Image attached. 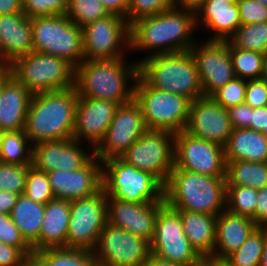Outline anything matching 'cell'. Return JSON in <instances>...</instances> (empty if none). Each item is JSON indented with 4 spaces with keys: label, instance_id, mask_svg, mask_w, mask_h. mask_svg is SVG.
I'll use <instances>...</instances> for the list:
<instances>
[{
    "label": "cell",
    "instance_id": "6da1fadb",
    "mask_svg": "<svg viewBox=\"0 0 267 266\" xmlns=\"http://www.w3.org/2000/svg\"><path fill=\"white\" fill-rule=\"evenodd\" d=\"M194 29H197L195 11L174 5L130 24V50L151 53L145 57L190 51L197 42Z\"/></svg>",
    "mask_w": 267,
    "mask_h": 266
},
{
    "label": "cell",
    "instance_id": "7a4b0ae2",
    "mask_svg": "<svg viewBox=\"0 0 267 266\" xmlns=\"http://www.w3.org/2000/svg\"><path fill=\"white\" fill-rule=\"evenodd\" d=\"M128 61L125 57L83 60L75 68V88L78 95L82 98L109 100L118 105L131 102L138 77V62Z\"/></svg>",
    "mask_w": 267,
    "mask_h": 266
},
{
    "label": "cell",
    "instance_id": "3957f363",
    "mask_svg": "<svg viewBox=\"0 0 267 266\" xmlns=\"http://www.w3.org/2000/svg\"><path fill=\"white\" fill-rule=\"evenodd\" d=\"M78 96L75 86L32 95L24 128L32 145L73 138Z\"/></svg>",
    "mask_w": 267,
    "mask_h": 266
},
{
    "label": "cell",
    "instance_id": "277c9868",
    "mask_svg": "<svg viewBox=\"0 0 267 266\" xmlns=\"http://www.w3.org/2000/svg\"><path fill=\"white\" fill-rule=\"evenodd\" d=\"M165 204L174 210L218 216L226 209V177H211L174 166L163 188Z\"/></svg>",
    "mask_w": 267,
    "mask_h": 266
},
{
    "label": "cell",
    "instance_id": "5b68a950",
    "mask_svg": "<svg viewBox=\"0 0 267 266\" xmlns=\"http://www.w3.org/2000/svg\"><path fill=\"white\" fill-rule=\"evenodd\" d=\"M138 75L151 87L175 93L191 101L203 96L197 65L190 51L141 58Z\"/></svg>",
    "mask_w": 267,
    "mask_h": 266
},
{
    "label": "cell",
    "instance_id": "8992f818",
    "mask_svg": "<svg viewBox=\"0 0 267 266\" xmlns=\"http://www.w3.org/2000/svg\"><path fill=\"white\" fill-rule=\"evenodd\" d=\"M6 70L33 95L75 86V67L66 59L31 51L16 58Z\"/></svg>",
    "mask_w": 267,
    "mask_h": 266
},
{
    "label": "cell",
    "instance_id": "52a82bcc",
    "mask_svg": "<svg viewBox=\"0 0 267 266\" xmlns=\"http://www.w3.org/2000/svg\"><path fill=\"white\" fill-rule=\"evenodd\" d=\"M102 188L106 196L129 203L163 202L164 186L150 173L120 157L102 161Z\"/></svg>",
    "mask_w": 267,
    "mask_h": 266
},
{
    "label": "cell",
    "instance_id": "ba28073f",
    "mask_svg": "<svg viewBox=\"0 0 267 266\" xmlns=\"http://www.w3.org/2000/svg\"><path fill=\"white\" fill-rule=\"evenodd\" d=\"M134 100L140 105L148 130L179 133L185 130L191 100L175 93L149 86L139 75L134 87Z\"/></svg>",
    "mask_w": 267,
    "mask_h": 266
},
{
    "label": "cell",
    "instance_id": "9c48e42d",
    "mask_svg": "<svg viewBox=\"0 0 267 266\" xmlns=\"http://www.w3.org/2000/svg\"><path fill=\"white\" fill-rule=\"evenodd\" d=\"M33 51L66 59L75 68L84 60L83 32L65 14L31 18Z\"/></svg>",
    "mask_w": 267,
    "mask_h": 266
},
{
    "label": "cell",
    "instance_id": "30bf717a",
    "mask_svg": "<svg viewBox=\"0 0 267 266\" xmlns=\"http://www.w3.org/2000/svg\"><path fill=\"white\" fill-rule=\"evenodd\" d=\"M174 148L175 133L147 129L120 158L152 174L164 186L174 168Z\"/></svg>",
    "mask_w": 267,
    "mask_h": 266
},
{
    "label": "cell",
    "instance_id": "8fae6325",
    "mask_svg": "<svg viewBox=\"0 0 267 266\" xmlns=\"http://www.w3.org/2000/svg\"><path fill=\"white\" fill-rule=\"evenodd\" d=\"M84 60L127 58L130 24L126 18L109 14L82 27Z\"/></svg>",
    "mask_w": 267,
    "mask_h": 266
},
{
    "label": "cell",
    "instance_id": "7c38bea8",
    "mask_svg": "<svg viewBox=\"0 0 267 266\" xmlns=\"http://www.w3.org/2000/svg\"><path fill=\"white\" fill-rule=\"evenodd\" d=\"M150 246L151 254L162 260L194 266L204 260L187 239L180 214L166 204L158 211Z\"/></svg>",
    "mask_w": 267,
    "mask_h": 266
},
{
    "label": "cell",
    "instance_id": "4fadbf2b",
    "mask_svg": "<svg viewBox=\"0 0 267 266\" xmlns=\"http://www.w3.org/2000/svg\"><path fill=\"white\" fill-rule=\"evenodd\" d=\"M107 224V196L101 188L89 197L70 201L66 248L93 251Z\"/></svg>",
    "mask_w": 267,
    "mask_h": 266
},
{
    "label": "cell",
    "instance_id": "5bb4252c",
    "mask_svg": "<svg viewBox=\"0 0 267 266\" xmlns=\"http://www.w3.org/2000/svg\"><path fill=\"white\" fill-rule=\"evenodd\" d=\"M92 252L98 266H143L151 246L144 238L107 223Z\"/></svg>",
    "mask_w": 267,
    "mask_h": 266
},
{
    "label": "cell",
    "instance_id": "9a60e30c",
    "mask_svg": "<svg viewBox=\"0 0 267 266\" xmlns=\"http://www.w3.org/2000/svg\"><path fill=\"white\" fill-rule=\"evenodd\" d=\"M174 166L201 175L226 177L224 147L182 130L175 134Z\"/></svg>",
    "mask_w": 267,
    "mask_h": 266
},
{
    "label": "cell",
    "instance_id": "2e32d148",
    "mask_svg": "<svg viewBox=\"0 0 267 266\" xmlns=\"http://www.w3.org/2000/svg\"><path fill=\"white\" fill-rule=\"evenodd\" d=\"M147 131L140 105L133 99L119 105L105 137L94 149L101 161L121 157Z\"/></svg>",
    "mask_w": 267,
    "mask_h": 266
},
{
    "label": "cell",
    "instance_id": "e0dca14e",
    "mask_svg": "<svg viewBox=\"0 0 267 266\" xmlns=\"http://www.w3.org/2000/svg\"><path fill=\"white\" fill-rule=\"evenodd\" d=\"M190 48L202 83L203 96H211L234 79L228 40H204Z\"/></svg>",
    "mask_w": 267,
    "mask_h": 266
},
{
    "label": "cell",
    "instance_id": "ac0fdd59",
    "mask_svg": "<svg viewBox=\"0 0 267 266\" xmlns=\"http://www.w3.org/2000/svg\"><path fill=\"white\" fill-rule=\"evenodd\" d=\"M185 131L194 137L224 147L233 127L228 110L211 96H202L191 102Z\"/></svg>",
    "mask_w": 267,
    "mask_h": 266
},
{
    "label": "cell",
    "instance_id": "d6986e66",
    "mask_svg": "<svg viewBox=\"0 0 267 266\" xmlns=\"http://www.w3.org/2000/svg\"><path fill=\"white\" fill-rule=\"evenodd\" d=\"M118 106L109 100L78 96L73 139L80 143L87 141L88 151L94 150L105 137Z\"/></svg>",
    "mask_w": 267,
    "mask_h": 266
},
{
    "label": "cell",
    "instance_id": "ffe728a7",
    "mask_svg": "<svg viewBox=\"0 0 267 266\" xmlns=\"http://www.w3.org/2000/svg\"><path fill=\"white\" fill-rule=\"evenodd\" d=\"M46 174L57 199L73 201L94 195L102 188V161L96 156L81 169H56Z\"/></svg>",
    "mask_w": 267,
    "mask_h": 266
},
{
    "label": "cell",
    "instance_id": "44dd1931",
    "mask_svg": "<svg viewBox=\"0 0 267 266\" xmlns=\"http://www.w3.org/2000/svg\"><path fill=\"white\" fill-rule=\"evenodd\" d=\"M165 201L129 203L107 196V223L151 242L155 220Z\"/></svg>",
    "mask_w": 267,
    "mask_h": 266
},
{
    "label": "cell",
    "instance_id": "7402d4cb",
    "mask_svg": "<svg viewBox=\"0 0 267 266\" xmlns=\"http://www.w3.org/2000/svg\"><path fill=\"white\" fill-rule=\"evenodd\" d=\"M0 132L24 130L32 94L6 69L0 70Z\"/></svg>",
    "mask_w": 267,
    "mask_h": 266
},
{
    "label": "cell",
    "instance_id": "603a6c76",
    "mask_svg": "<svg viewBox=\"0 0 267 266\" xmlns=\"http://www.w3.org/2000/svg\"><path fill=\"white\" fill-rule=\"evenodd\" d=\"M31 51V18L24 12L0 15V70Z\"/></svg>",
    "mask_w": 267,
    "mask_h": 266
},
{
    "label": "cell",
    "instance_id": "cb8c5ba5",
    "mask_svg": "<svg viewBox=\"0 0 267 266\" xmlns=\"http://www.w3.org/2000/svg\"><path fill=\"white\" fill-rule=\"evenodd\" d=\"M196 27L208 30V40H228L240 27L236 0H205L195 11Z\"/></svg>",
    "mask_w": 267,
    "mask_h": 266
},
{
    "label": "cell",
    "instance_id": "d4e9b609",
    "mask_svg": "<svg viewBox=\"0 0 267 266\" xmlns=\"http://www.w3.org/2000/svg\"><path fill=\"white\" fill-rule=\"evenodd\" d=\"M256 228L257 226L251 218L231 213L225 209L217 216L216 241L211 258L225 260L242 246Z\"/></svg>",
    "mask_w": 267,
    "mask_h": 266
},
{
    "label": "cell",
    "instance_id": "484cf974",
    "mask_svg": "<svg viewBox=\"0 0 267 266\" xmlns=\"http://www.w3.org/2000/svg\"><path fill=\"white\" fill-rule=\"evenodd\" d=\"M70 221V201L54 198L45 205L39 235V251L66 247Z\"/></svg>",
    "mask_w": 267,
    "mask_h": 266
},
{
    "label": "cell",
    "instance_id": "4316f807",
    "mask_svg": "<svg viewBox=\"0 0 267 266\" xmlns=\"http://www.w3.org/2000/svg\"><path fill=\"white\" fill-rule=\"evenodd\" d=\"M181 217L184 233L191 246L203 258L213 256L216 241L217 216L176 210Z\"/></svg>",
    "mask_w": 267,
    "mask_h": 266
},
{
    "label": "cell",
    "instance_id": "83f0119b",
    "mask_svg": "<svg viewBox=\"0 0 267 266\" xmlns=\"http://www.w3.org/2000/svg\"><path fill=\"white\" fill-rule=\"evenodd\" d=\"M224 152L226 161L267 162V138L250 128L233 129Z\"/></svg>",
    "mask_w": 267,
    "mask_h": 266
},
{
    "label": "cell",
    "instance_id": "f1b7e54d",
    "mask_svg": "<svg viewBox=\"0 0 267 266\" xmlns=\"http://www.w3.org/2000/svg\"><path fill=\"white\" fill-rule=\"evenodd\" d=\"M44 210V204L36 203L25 194H22L19 195L10 214L21 236L32 247L33 252L39 251V235L44 218Z\"/></svg>",
    "mask_w": 267,
    "mask_h": 266
},
{
    "label": "cell",
    "instance_id": "f546056e",
    "mask_svg": "<svg viewBox=\"0 0 267 266\" xmlns=\"http://www.w3.org/2000/svg\"><path fill=\"white\" fill-rule=\"evenodd\" d=\"M226 186L259 190L267 186V162L226 161Z\"/></svg>",
    "mask_w": 267,
    "mask_h": 266
},
{
    "label": "cell",
    "instance_id": "4dcf8cb0",
    "mask_svg": "<svg viewBox=\"0 0 267 266\" xmlns=\"http://www.w3.org/2000/svg\"><path fill=\"white\" fill-rule=\"evenodd\" d=\"M0 162L32 164V144L24 130L0 132Z\"/></svg>",
    "mask_w": 267,
    "mask_h": 266
},
{
    "label": "cell",
    "instance_id": "1f68e13d",
    "mask_svg": "<svg viewBox=\"0 0 267 266\" xmlns=\"http://www.w3.org/2000/svg\"><path fill=\"white\" fill-rule=\"evenodd\" d=\"M47 266H98L92 251L80 248H46L37 252Z\"/></svg>",
    "mask_w": 267,
    "mask_h": 266
},
{
    "label": "cell",
    "instance_id": "d6a6232c",
    "mask_svg": "<svg viewBox=\"0 0 267 266\" xmlns=\"http://www.w3.org/2000/svg\"><path fill=\"white\" fill-rule=\"evenodd\" d=\"M266 238L267 228L257 227L242 246L225 261L231 266H259Z\"/></svg>",
    "mask_w": 267,
    "mask_h": 266
},
{
    "label": "cell",
    "instance_id": "836d02e7",
    "mask_svg": "<svg viewBox=\"0 0 267 266\" xmlns=\"http://www.w3.org/2000/svg\"><path fill=\"white\" fill-rule=\"evenodd\" d=\"M228 47L233 70L237 78L247 81L261 78L264 59L263 53L238 49L229 41Z\"/></svg>",
    "mask_w": 267,
    "mask_h": 266
},
{
    "label": "cell",
    "instance_id": "e575fe53",
    "mask_svg": "<svg viewBox=\"0 0 267 266\" xmlns=\"http://www.w3.org/2000/svg\"><path fill=\"white\" fill-rule=\"evenodd\" d=\"M236 48L267 53V22L240 25L228 39Z\"/></svg>",
    "mask_w": 267,
    "mask_h": 266
},
{
    "label": "cell",
    "instance_id": "d590c367",
    "mask_svg": "<svg viewBox=\"0 0 267 266\" xmlns=\"http://www.w3.org/2000/svg\"><path fill=\"white\" fill-rule=\"evenodd\" d=\"M85 143L73 138L59 140L58 170L74 171L84 167L94 157V150L88 153L84 149V145H87Z\"/></svg>",
    "mask_w": 267,
    "mask_h": 266
},
{
    "label": "cell",
    "instance_id": "8d00e7d4",
    "mask_svg": "<svg viewBox=\"0 0 267 266\" xmlns=\"http://www.w3.org/2000/svg\"><path fill=\"white\" fill-rule=\"evenodd\" d=\"M258 190L246 186H226V210L254 221Z\"/></svg>",
    "mask_w": 267,
    "mask_h": 266
},
{
    "label": "cell",
    "instance_id": "74e56055",
    "mask_svg": "<svg viewBox=\"0 0 267 266\" xmlns=\"http://www.w3.org/2000/svg\"><path fill=\"white\" fill-rule=\"evenodd\" d=\"M65 15L77 26L83 27L109 15L100 0H69Z\"/></svg>",
    "mask_w": 267,
    "mask_h": 266
},
{
    "label": "cell",
    "instance_id": "f35d334b",
    "mask_svg": "<svg viewBox=\"0 0 267 266\" xmlns=\"http://www.w3.org/2000/svg\"><path fill=\"white\" fill-rule=\"evenodd\" d=\"M24 194L34 202L44 205L54 199L46 172L39 171L31 166L26 175Z\"/></svg>",
    "mask_w": 267,
    "mask_h": 266
},
{
    "label": "cell",
    "instance_id": "ab89813d",
    "mask_svg": "<svg viewBox=\"0 0 267 266\" xmlns=\"http://www.w3.org/2000/svg\"><path fill=\"white\" fill-rule=\"evenodd\" d=\"M31 166L0 162V191L24 194L26 175Z\"/></svg>",
    "mask_w": 267,
    "mask_h": 266
},
{
    "label": "cell",
    "instance_id": "60d3db41",
    "mask_svg": "<svg viewBox=\"0 0 267 266\" xmlns=\"http://www.w3.org/2000/svg\"><path fill=\"white\" fill-rule=\"evenodd\" d=\"M59 140L32 145V166L43 172L58 170Z\"/></svg>",
    "mask_w": 267,
    "mask_h": 266
},
{
    "label": "cell",
    "instance_id": "b9f144b4",
    "mask_svg": "<svg viewBox=\"0 0 267 266\" xmlns=\"http://www.w3.org/2000/svg\"><path fill=\"white\" fill-rule=\"evenodd\" d=\"M247 80L235 77L215 91L211 97L226 109L245 102Z\"/></svg>",
    "mask_w": 267,
    "mask_h": 266
},
{
    "label": "cell",
    "instance_id": "7bdbcfd3",
    "mask_svg": "<svg viewBox=\"0 0 267 266\" xmlns=\"http://www.w3.org/2000/svg\"><path fill=\"white\" fill-rule=\"evenodd\" d=\"M174 5V0H130L127 22L131 24L139 18L157 15Z\"/></svg>",
    "mask_w": 267,
    "mask_h": 266
},
{
    "label": "cell",
    "instance_id": "ee69618b",
    "mask_svg": "<svg viewBox=\"0 0 267 266\" xmlns=\"http://www.w3.org/2000/svg\"><path fill=\"white\" fill-rule=\"evenodd\" d=\"M69 0H22V8L29 18L65 14Z\"/></svg>",
    "mask_w": 267,
    "mask_h": 266
},
{
    "label": "cell",
    "instance_id": "f6af8a7d",
    "mask_svg": "<svg viewBox=\"0 0 267 266\" xmlns=\"http://www.w3.org/2000/svg\"><path fill=\"white\" fill-rule=\"evenodd\" d=\"M0 242L18 247L25 255L33 252L32 247L21 236L10 215L0 214Z\"/></svg>",
    "mask_w": 267,
    "mask_h": 266
},
{
    "label": "cell",
    "instance_id": "bcb514c9",
    "mask_svg": "<svg viewBox=\"0 0 267 266\" xmlns=\"http://www.w3.org/2000/svg\"><path fill=\"white\" fill-rule=\"evenodd\" d=\"M241 25L267 22V5L256 0H236Z\"/></svg>",
    "mask_w": 267,
    "mask_h": 266
},
{
    "label": "cell",
    "instance_id": "7dc6e473",
    "mask_svg": "<svg viewBox=\"0 0 267 266\" xmlns=\"http://www.w3.org/2000/svg\"><path fill=\"white\" fill-rule=\"evenodd\" d=\"M245 103L253 109L267 106V81L262 78L248 80Z\"/></svg>",
    "mask_w": 267,
    "mask_h": 266
},
{
    "label": "cell",
    "instance_id": "c3c4849f",
    "mask_svg": "<svg viewBox=\"0 0 267 266\" xmlns=\"http://www.w3.org/2000/svg\"><path fill=\"white\" fill-rule=\"evenodd\" d=\"M227 110L233 129H251V106L244 102Z\"/></svg>",
    "mask_w": 267,
    "mask_h": 266
},
{
    "label": "cell",
    "instance_id": "681fc988",
    "mask_svg": "<svg viewBox=\"0 0 267 266\" xmlns=\"http://www.w3.org/2000/svg\"><path fill=\"white\" fill-rule=\"evenodd\" d=\"M24 256L18 247L0 242V266H20Z\"/></svg>",
    "mask_w": 267,
    "mask_h": 266
},
{
    "label": "cell",
    "instance_id": "f907efd6",
    "mask_svg": "<svg viewBox=\"0 0 267 266\" xmlns=\"http://www.w3.org/2000/svg\"><path fill=\"white\" fill-rule=\"evenodd\" d=\"M254 223L257 227L267 228V186L258 190Z\"/></svg>",
    "mask_w": 267,
    "mask_h": 266
},
{
    "label": "cell",
    "instance_id": "816d5d0a",
    "mask_svg": "<svg viewBox=\"0 0 267 266\" xmlns=\"http://www.w3.org/2000/svg\"><path fill=\"white\" fill-rule=\"evenodd\" d=\"M267 127V106L251 107V130L262 132Z\"/></svg>",
    "mask_w": 267,
    "mask_h": 266
},
{
    "label": "cell",
    "instance_id": "f5cc1de1",
    "mask_svg": "<svg viewBox=\"0 0 267 266\" xmlns=\"http://www.w3.org/2000/svg\"><path fill=\"white\" fill-rule=\"evenodd\" d=\"M109 14H116L126 18L130 0H100Z\"/></svg>",
    "mask_w": 267,
    "mask_h": 266
},
{
    "label": "cell",
    "instance_id": "db71d44e",
    "mask_svg": "<svg viewBox=\"0 0 267 266\" xmlns=\"http://www.w3.org/2000/svg\"><path fill=\"white\" fill-rule=\"evenodd\" d=\"M19 194L9 191H0V214L10 215L15 206Z\"/></svg>",
    "mask_w": 267,
    "mask_h": 266
},
{
    "label": "cell",
    "instance_id": "11a10c76",
    "mask_svg": "<svg viewBox=\"0 0 267 266\" xmlns=\"http://www.w3.org/2000/svg\"><path fill=\"white\" fill-rule=\"evenodd\" d=\"M22 12V0H0V15Z\"/></svg>",
    "mask_w": 267,
    "mask_h": 266
},
{
    "label": "cell",
    "instance_id": "9f6ffc18",
    "mask_svg": "<svg viewBox=\"0 0 267 266\" xmlns=\"http://www.w3.org/2000/svg\"><path fill=\"white\" fill-rule=\"evenodd\" d=\"M20 266H47L43 258L37 253L32 252L24 256Z\"/></svg>",
    "mask_w": 267,
    "mask_h": 266
},
{
    "label": "cell",
    "instance_id": "6f0895ef",
    "mask_svg": "<svg viewBox=\"0 0 267 266\" xmlns=\"http://www.w3.org/2000/svg\"><path fill=\"white\" fill-rule=\"evenodd\" d=\"M143 266H194L181 263H175L171 261L162 260L153 254H151Z\"/></svg>",
    "mask_w": 267,
    "mask_h": 266
},
{
    "label": "cell",
    "instance_id": "680465c9",
    "mask_svg": "<svg viewBox=\"0 0 267 266\" xmlns=\"http://www.w3.org/2000/svg\"><path fill=\"white\" fill-rule=\"evenodd\" d=\"M205 0H174L175 6L196 11Z\"/></svg>",
    "mask_w": 267,
    "mask_h": 266
},
{
    "label": "cell",
    "instance_id": "91938a15",
    "mask_svg": "<svg viewBox=\"0 0 267 266\" xmlns=\"http://www.w3.org/2000/svg\"><path fill=\"white\" fill-rule=\"evenodd\" d=\"M202 266H231L225 260H217L214 258H205L203 260Z\"/></svg>",
    "mask_w": 267,
    "mask_h": 266
},
{
    "label": "cell",
    "instance_id": "94428289",
    "mask_svg": "<svg viewBox=\"0 0 267 266\" xmlns=\"http://www.w3.org/2000/svg\"><path fill=\"white\" fill-rule=\"evenodd\" d=\"M259 266H267V238L265 240L263 251L261 255L260 265Z\"/></svg>",
    "mask_w": 267,
    "mask_h": 266
},
{
    "label": "cell",
    "instance_id": "6125c7cd",
    "mask_svg": "<svg viewBox=\"0 0 267 266\" xmlns=\"http://www.w3.org/2000/svg\"><path fill=\"white\" fill-rule=\"evenodd\" d=\"M261 78L265 81H267V53L264 54V59H263V70H262V75Z\"/></svg>",
    "mask_w": 267,
    "mask_h": 266
},
{
    "label": "cell",
    "instance_id": "be15d7a7",
    "mask_svg": "<svg viewBox=\"0 0 267 266\" xmlns=\"http://www.w3.org/2000/svg\"><path fill=\"white\" fill-rule=\"evenodd\" d=\"M262 134L267 138V127L263 129Z\"/></svg>",
    "mask_w": 267,
    "mask_h": 266
},
{
    "label": "cell",
    "instance_id": "e7e4bbea",
    "mask_svg": "<svg viewBox=\"0 0 267 266\" xmlns=\"http://www.w3.org/2000/svg\"><path fill=\"white\" fill-rule=\"evenodd\" d=\"M256 1H258V2H260V3H262V4L267 5V0H256Z\"/></svg>",
    "mask_w": 267,
    "mask_h": 266
}]
</instances>
